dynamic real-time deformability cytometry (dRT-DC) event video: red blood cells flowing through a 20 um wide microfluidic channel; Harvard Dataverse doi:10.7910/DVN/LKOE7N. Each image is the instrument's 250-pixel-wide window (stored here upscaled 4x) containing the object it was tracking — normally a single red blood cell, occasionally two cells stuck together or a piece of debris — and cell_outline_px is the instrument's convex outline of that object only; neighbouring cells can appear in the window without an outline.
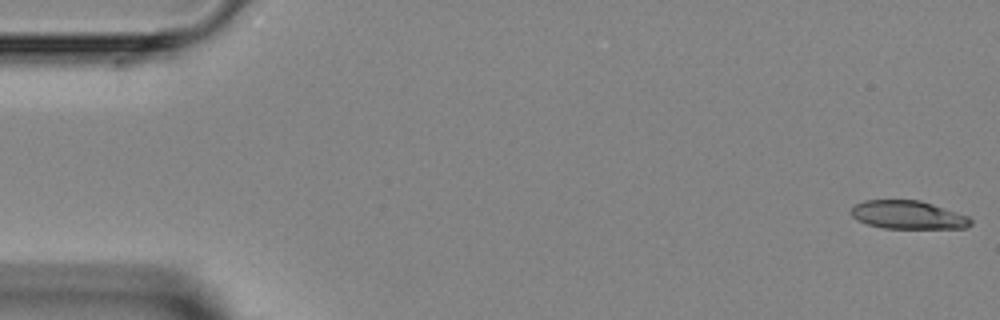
{"species": "Egyptian fruit bat (a non-hibernating species)", "species_latin": "Rousettus aegyptiacus", "temperature_condition": "room temperature", "stored_images_in_passage": 5, "segment_of_instrument_passage": [1, 2], "camera_frame_rate_fps": 3000, "um_per_image_px": 0.085, "animal": {"sex": "female"}, "frame": {"image": 1, "passage_image": 1, "time_ms": 0.0, "image_size_px": [1000, 320], "cell_outline_px": [[972, 224], [968, 228], [884, 228], [868, 224], [856, 220], [852, 216], [852, 208], [856, 204], [864, 200], [920, 200], [968, 216], [972, 220]], "centroid_in_image_um": [77.19, 18.27], "position_along_channel_um": 7.8, "area_um2": 19.59}}
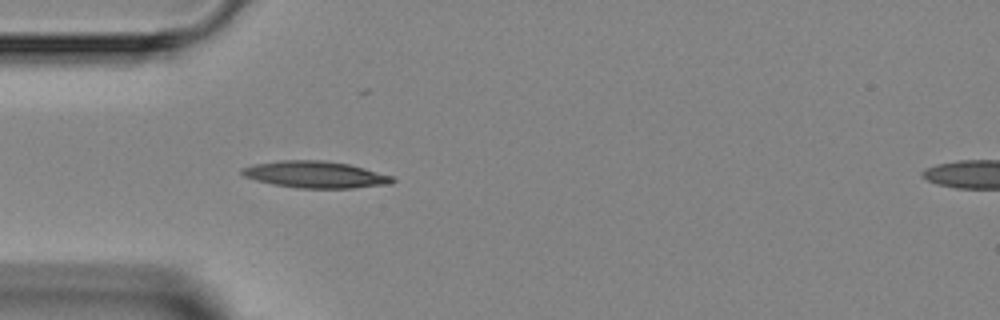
{"frame": {"image": 2, "passage_image": 4, "time_ms": 4.333, "image_size_px": [1000, 320], "cell_outline_px": [[396, 180], [392, 184], [352, 188], [300, 188], [276, 184], [256, 180], [244, 176], [240, 172], [240, 168], [256, 164], [280, 160], [324, 160], [348, 164], [364, 168], [392, 176]], "centroid_in_image_um": [26.83, 14.83], "position_along_channel_um": 58.2, "area_um2": 23.29}}